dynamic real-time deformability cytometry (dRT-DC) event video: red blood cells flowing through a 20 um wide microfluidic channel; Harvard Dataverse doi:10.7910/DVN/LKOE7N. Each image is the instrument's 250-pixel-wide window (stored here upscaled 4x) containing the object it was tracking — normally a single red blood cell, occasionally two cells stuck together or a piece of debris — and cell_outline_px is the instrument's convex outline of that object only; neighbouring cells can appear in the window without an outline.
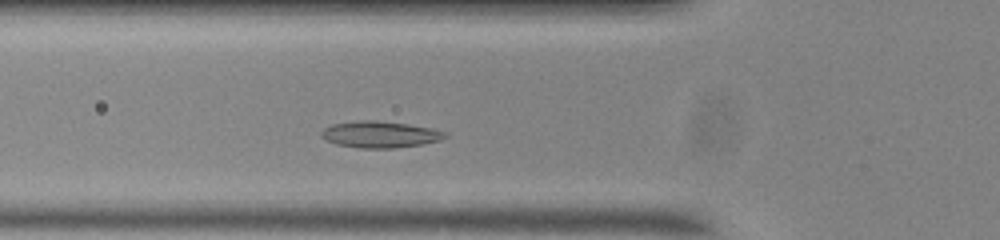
{"species": "common noctule bat (a hibernating species)", "species_latin": "Nyctalus noctula", "temperature_condition": "room temperature", "stored_images_in_passage": 46, "camera_frame_rate_fps": 3000, "um_per_image_px": 0.085, "animal": {"sex": "male", "body_mass_g": 20.0, "forearm_length_mm": 53.3}, "frame": {"image": 1, "passage_image": 10, "time_ms": 3.0, "image_size_px": [1000, 240], "cell_outline_px": [[448, 136], [440, 140], [424, 144], [396, 148], [356, 148], [336, 144], [320, 136], [320, 132], [324, 128], [332, 124], [360, 120], [376, 120], [408, 124], [432, 128], [448, 132]], "centroid_in_image_um": [32.32, 11.43], "position_along_channel_um": 93.5, "area_um2": 19.31}}
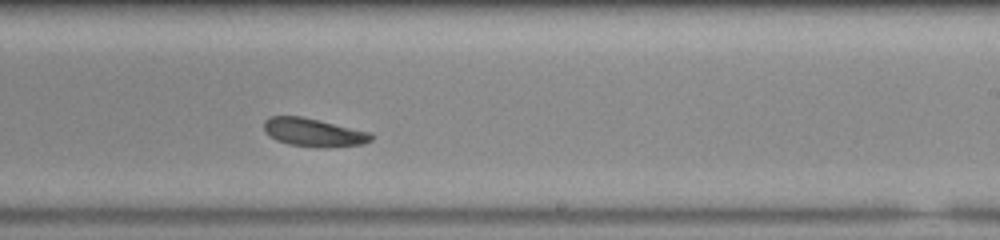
{"frame": {"image": 2, "passage_image": 24, "time_ms": 7.667, "image_size_px": [1000, 240], "cell_outline_px": [[372, 140], [364, 144], [332, 148], [316, 148], [288, 144], [276, 140], [264, 132], [264, 120], [268, 116], [300, 116], [372, 132]], "centroid_in_image_um": [26.66, 11.27], "position_along_channel_um": 262.3, "area_um2": 17.98}}
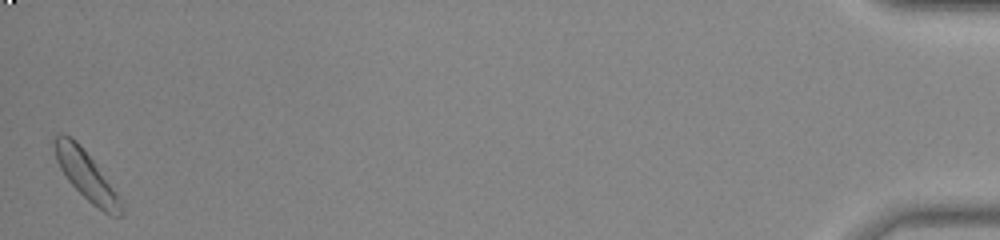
{"frame": {"image": 3, "passage_image": 46, "time_ms": 15.0, "image_size_px": [1000, 240], "cell_outline_px": [[124, 212], [120, 216], [112, 216], [104, 212], [92, 204], [68, 180], [60, 168], [56, 160], [52, 140], [52, 132], [64, 132], [72, 136], [76, 140], [92, 160], [120, 196], [124, 204]], "centroid_in_image_um": [7.3, 14.85], "position_along_channel_um": 427.9, "area_um2": 19.19}, "authors_computed_cell_mechanics": {"area_um2": 18.1781, "velocity_mm_per_s": 3.6246, "shape_relaxation_time_tau1_ms": 3.1608, "shape_relaxation_time_tau2_ms": null, "deformation_change_tau1": 0.1067, "deformation_change_tau2": null}}